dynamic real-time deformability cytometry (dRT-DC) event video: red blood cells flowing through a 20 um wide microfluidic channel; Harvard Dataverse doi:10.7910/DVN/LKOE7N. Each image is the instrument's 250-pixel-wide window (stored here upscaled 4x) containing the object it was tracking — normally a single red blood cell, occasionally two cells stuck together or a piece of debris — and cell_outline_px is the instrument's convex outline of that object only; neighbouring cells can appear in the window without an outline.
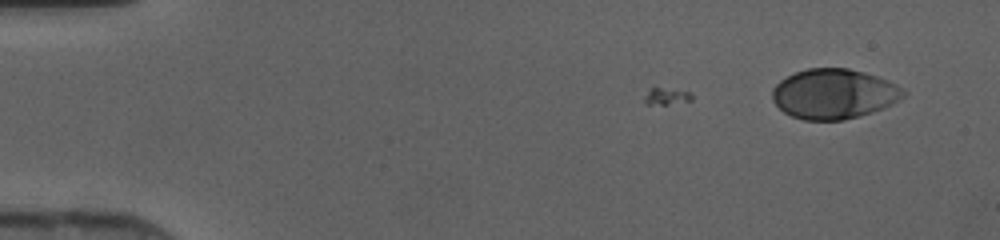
{"species": "human", "species_latin": "Homo sapiens", "temperature_condition": "cold", "stored_images_in_passage": 3, "camera_frame_rate_fps": 3000, "um_per_image_px": 0.085, "donor": {"sex": "female"}, "frame": {"image": 1, "passage_image": 3, "time_ms": 0.667, "image_size_px": [1000, 240], "cell_outline_px": [[904, 96], [892, 104], [884, 108], [872, 112], [844, 120], [804, 120], [792, 116], [784, 112], [772, 100], [772, 88], [780, 80], [796, 72], [808, 68], [848, 68], [864, 72], [888, 80], [896, 84], [904, 92]], "centroid_in_image_um": [70.86, 7.98], "position_along_channel_um": 14.1, "area_um2": 38.03}}